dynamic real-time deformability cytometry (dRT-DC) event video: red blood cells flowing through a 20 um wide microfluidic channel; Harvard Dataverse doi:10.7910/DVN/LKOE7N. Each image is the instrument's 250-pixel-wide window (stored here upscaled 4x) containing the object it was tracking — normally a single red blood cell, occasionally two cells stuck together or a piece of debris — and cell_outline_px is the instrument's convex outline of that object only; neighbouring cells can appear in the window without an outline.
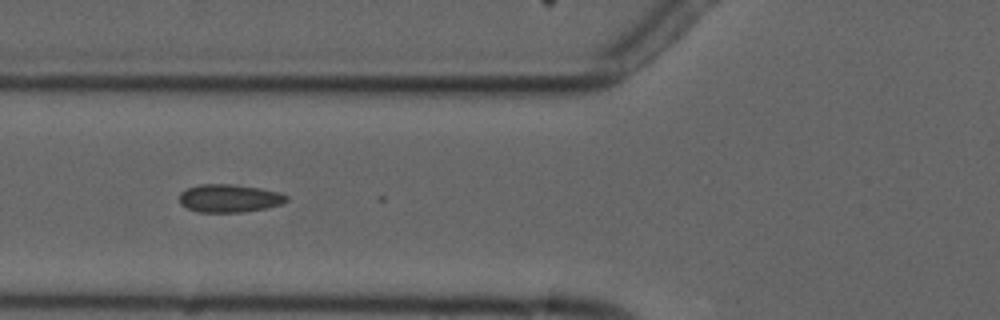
{"species": "common noctule bat (a hibernating species)", "species_latin": "Nyctalus noctula", "temperature_condition": "cold", "stored_images_in_passage": 6, "camera_frame_rate_fps": 3000, "um_per_image_px": 0.085, "animal": {"sex": "male", "forearm_length_mm": 52.5}, "frame": {"image": 1, "passage_image": 5, "time_ms": 4.667, "image_size_px": [1000, 320], "cell_outline_px": [[288, 200], [280, 204], [264, 208], [240, 212], [196, 212], [180, 204], [180, 192], [188, 188], [200, 184], [236, 184], [260, 188], [280, 192], [288, 196]], "centroid_in_image_um": [19.48, 16.84], "position_along_channel_um": 106.3, "area_um2": 17.46}}